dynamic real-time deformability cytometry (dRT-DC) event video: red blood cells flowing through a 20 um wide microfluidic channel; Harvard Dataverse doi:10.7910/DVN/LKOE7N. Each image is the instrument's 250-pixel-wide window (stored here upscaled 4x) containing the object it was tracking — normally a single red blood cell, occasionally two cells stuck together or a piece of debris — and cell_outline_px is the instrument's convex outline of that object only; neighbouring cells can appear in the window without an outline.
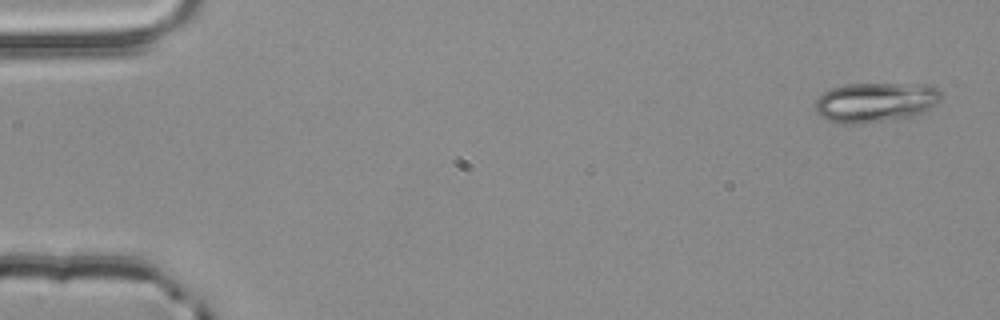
{"species": "common noctule bat (a hibernating species)", "species_latin": "Nyctalus noctula", "temperature_condition": "room temperature", "stored_images_in_passage": 5, "segment_of_instrument_passage": [1, 2], "camera_frame_rate_fps": 3000, "um_per_image_px": 0.085, "animal": {"sex": "male", "body_mass_g": 20.4}, "frame": {"image": 1, "passage_image": 1, "time_ms": 0.0, "image_size_px": [1000, 320], "cell_outline_px": [[944, 92], [940, 100], [936, 104], [924, 112], [912, 116], [860, 124], [844, 124], [828, 120], [820, 116], [816, 112], [816, 96], [832, 88], [844, 84], [928, 84]], "centroid_in_image_um": [74.42, 8.68], "position_along_channel_um": 10.6, "area_um2": 29.36}}